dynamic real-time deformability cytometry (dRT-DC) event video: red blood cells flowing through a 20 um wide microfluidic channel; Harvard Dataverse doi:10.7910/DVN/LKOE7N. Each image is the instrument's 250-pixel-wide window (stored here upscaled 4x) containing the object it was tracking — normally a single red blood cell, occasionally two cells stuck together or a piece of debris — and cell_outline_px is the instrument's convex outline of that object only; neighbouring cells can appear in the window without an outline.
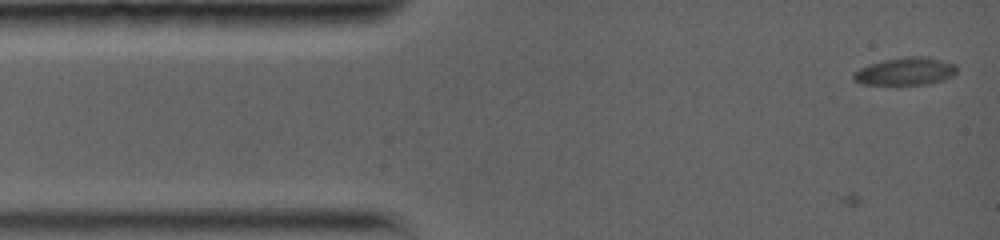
{"species": "common noctule bat (a hibernating species)", "species_latin": "Nyctalus noctula", "temperature_condition": "warm", "stored_images_in_passage": 22, "camera_frame_rate_fps": 5000, "um_per_image_px": 0.085, "animal": {"sex": "female", "body_mass_g": 19.0, "forearm_length_mm": 56.7}, "frame": {"image": 1, "passage_image": 1, "time_ms": 0.0, "image_size_px": [1000, 240], "cell_outline_px": [[956, 72], [952, 76], [928, 84], [860, 84], [852, 80], [852, 72], [868, 64], [884, 60], [904, 56], [928, 56], [956, 64]], "centroid_in_image_um": [76.92, 6.05], "position_along_channel_um": 8.1, "area_um2": 16.76}}
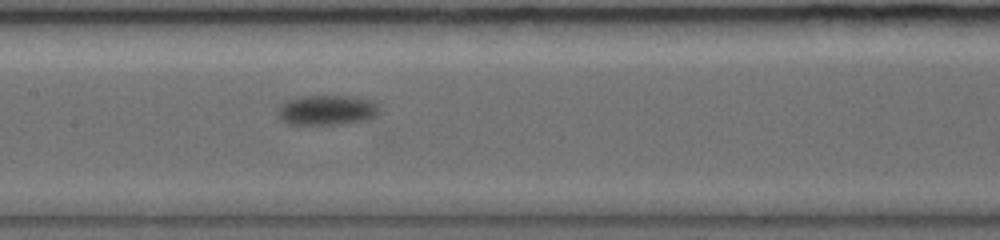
{"frame": {"image": 2, "passage_image": 12, "time_ms": 6.8, "image_size_px": [1000, 240], "cell_outline_px": [[380, 112], [376, 116], [368, 120], [340, 124], [288, 124], [280, 120], [276, 112], [280, 104], [288, 100], [304, 96], [352, 96], [372, 100], [380, 108]], "centroid_in_image_um": [27.8, 9.36], "position_along_channel_um": 179.6, "area_um2": 17.98}}
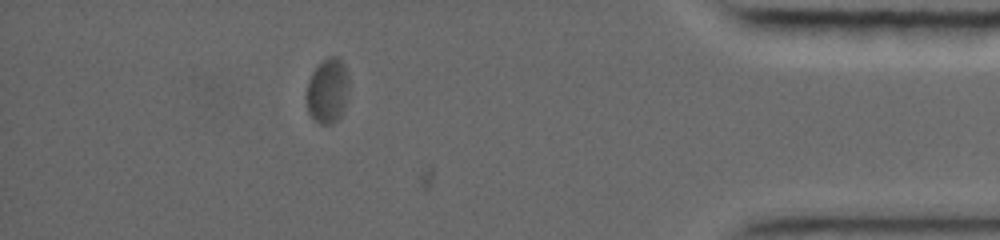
{"frame": {"image": 3, "passage_image": 21, "time_ms": 14.4, "image_size_px": [1000, 240], "cell_outline_px": [[348, 96], [344, 108], [340, 116], [332, 124], [320, 124], [308, 112], [304, 96], [308, 80], [312, 72], [328, 56], [336, 56], [344, 64], [348, 76]], "centroid_in_image_um": [27.83, 7.72], "position_along_channel_um": 407.4, "area_um2": 16.24}, "authors_computed_cell_mechanics": {"area_um2": 16.762, "velocity_mm_per_s": 3.6012, "shape_relaxation_time_tau1_ms": 3.8077, "shape_relaxation_time_tau2_ms": null, "deformation_change_tau1": 0.1515, "deformation_change_tau2": null}}